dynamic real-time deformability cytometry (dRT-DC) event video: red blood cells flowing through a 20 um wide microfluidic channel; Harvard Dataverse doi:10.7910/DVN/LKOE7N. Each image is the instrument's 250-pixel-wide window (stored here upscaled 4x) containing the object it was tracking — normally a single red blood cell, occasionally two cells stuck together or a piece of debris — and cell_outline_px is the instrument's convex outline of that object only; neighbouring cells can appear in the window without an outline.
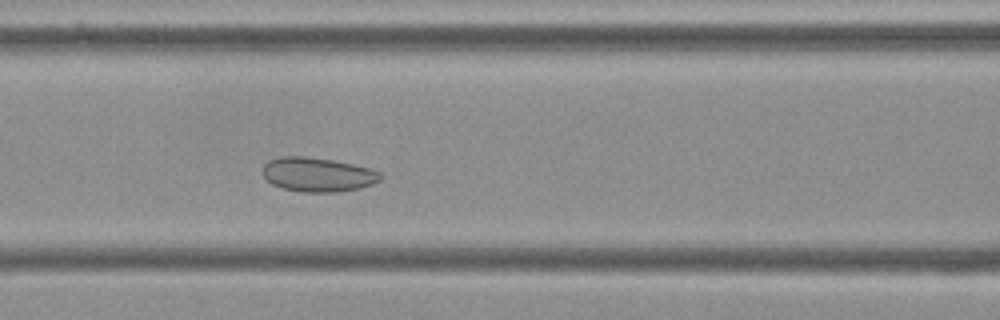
{"species": "Egyptian fruit bat (a non-hibernating species)", "species_latin": "Rousettus aegyptiacus", "temperature_condition": "cold", "stored_images_in_passage": 45, "camera_frame_rate_fps": 3000, "um_per_image_px": 0.085, "frame": {"image": 1, "passage_image": 19, "time_ms": 6.0, "image_size_px": [1000, 320], "cell_outline_px": [[384, 176], [380, 180], [372, 184], [360, 188], [336, 192], [300, 192], [284, 188], [272, 184], [264, 176], [264, 164], [268, 160], [280, 156], [304, 156], [332, 160], [352, 164], [368, 168], [380, 172]], "centroid_in_image_um": [27.02, 14.84], "position_along_channel_um": 139.6, "area_um2": 23.41}}
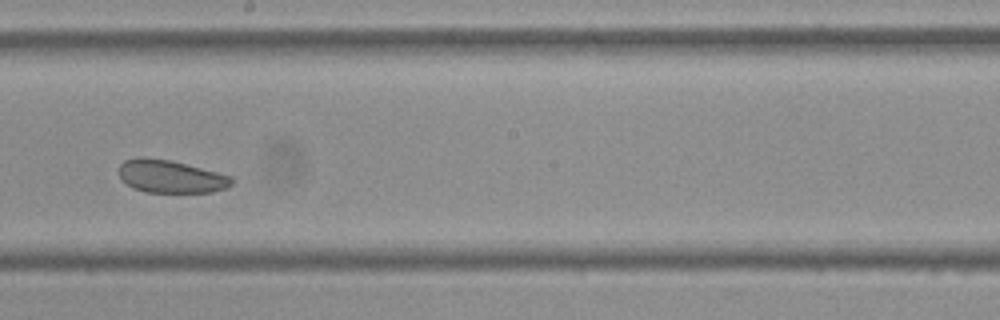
{"frame": {"image": 2, "passage_image": 27, "time_ms": 8.667, "image_size_px": [1000, 320], "cell_outline_px": [[236, 180], [228, 188], [212, 192], [144, 192], [132, 188], [120, 176], [120, 164], [124, 160], [140, 156], [144, 156], [172, 160], [232, 176]], "centroid_in_image_um": [14.54, 14.99], "position_along_channel_um": 233.7, "area_um2": 21.79}}
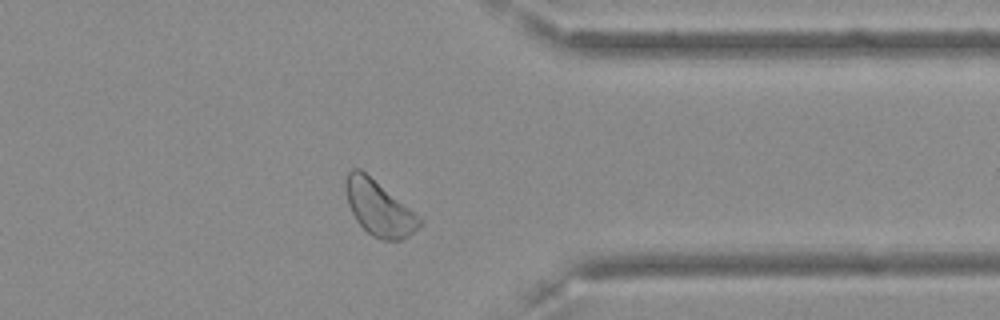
{"frame": {"image": 3, "passage_image": 40, "time_ms": 13.0, "image_size_px": [1000, 320], "cell_outline_px": [[424, 220], [420, 228], [408, 236], [400, 240], [380, 240], [372, 236], [356, 220], [348, 204], [344, 188], [344, 180], [348, 172], [352, 168], [360, 168]], "centroid_in_image_um": [32.2, 17.69], "position_along_channel_um": 379.2, "area_um2": 23.64}, "authors_computed_cell_mechanics": {"area_um2": 23.6402, "velocity_mm_per_s": 3.5466, "shape_relaxation_time_tau1_ms": null, "shape_relaxation_time_tau2_ms": 2.9644, "deformation_change_tau1": null, "deformation_change_tau2": 0.0596}}